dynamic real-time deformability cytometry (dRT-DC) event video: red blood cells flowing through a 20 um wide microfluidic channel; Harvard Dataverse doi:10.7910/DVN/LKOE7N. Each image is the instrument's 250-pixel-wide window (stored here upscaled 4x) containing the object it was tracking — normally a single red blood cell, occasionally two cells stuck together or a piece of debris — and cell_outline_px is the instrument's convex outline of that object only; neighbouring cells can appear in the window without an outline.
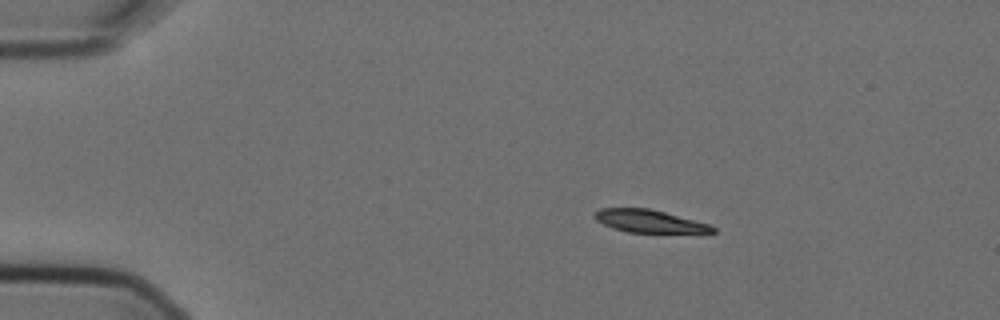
{"species": "Egyptian fruit bat (a non-hibernating species)", "species_latin": "Rousettus aegyptiacus", "temperature_condition": "cold", "stored_images_in_passage": 5, "segment_of_instrument_passage": [1, 2], "camera_frame_rate_fps": 3000, "um_per_image_px": 0.085, "animal": {"sex": "female"}, "frame": {"image": 1, "passage_image": 2, "time_ms": 0.333, "image_size_px": [1000, 320], "cell_outline_px": [[716, 232], [628, 232], [612, 228], [596, 220], [592, 216], [600, 208], [648, 208], [664, 212], [708, 224], [716, 228]], "centroid_in_image_um": [55.13, 18.79], "position_along_channel_um": 29.9, "area_um2": 15.26}}